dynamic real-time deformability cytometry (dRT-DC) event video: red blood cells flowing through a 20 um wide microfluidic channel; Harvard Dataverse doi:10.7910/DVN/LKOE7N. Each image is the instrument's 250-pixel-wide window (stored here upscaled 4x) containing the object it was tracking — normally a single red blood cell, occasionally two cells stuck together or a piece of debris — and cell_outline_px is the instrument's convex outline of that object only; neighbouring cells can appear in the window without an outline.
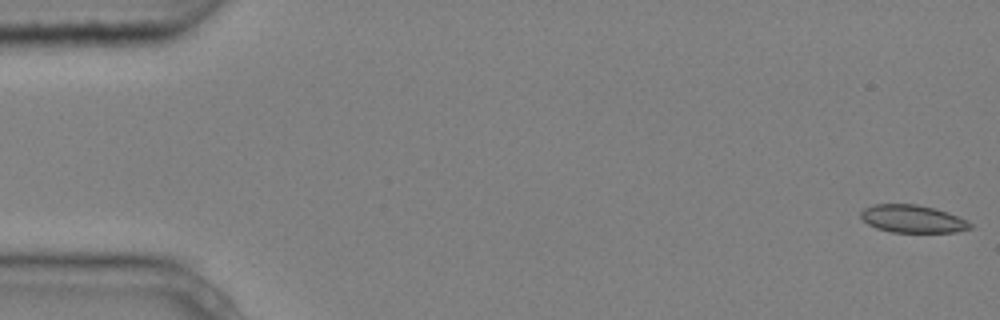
{"species": "common noctule bat (a hibernating species)", "species_latin": "Nyctalus noctula", "temperature_condition": "cold", "stored_images_in_passage": 5, "camera_frame_rate_fps": 3000, "um_per_image_px": 0.085, "animal": {"sex": "male", "body_mass_g": 20.4}, "frame": {"image": 1, "passage_image": 1, "time_ms": 0.0, "image_size_px": [1000, 320], "cell_outline_px": [[972, 228], [956, 232], [892, 232], [876, 228], [868, 224], [860, 216], [860, 212], [864, 208], [872, 204], [916, 204], [948, 212], [968, 220], [972, 224]], "centroid_in_image_um": [77.57, 18.6], "position_along_channel_um": 7.4, "area_um2": 17.69}}
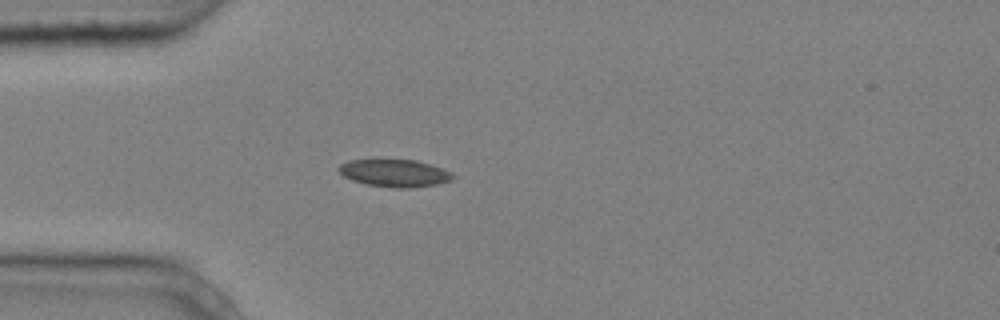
{"frame": {"image": 2, "passage_image": 5, "time_ms": 1.333, "image_size_px": [1000, 320], "cell_outline_px": [[456, 176], [452, 180], [436, 184], [412, 188], [392, 188], [368, 184], [352, 180], [344, 176], [336, 168], [340, 164], [348, 160], [416, 160], [452, 172]], "centroid_in_image_um": [33.54, 14.72], "position_along_channel_um": 51.5, "area_um2": 18.15}}